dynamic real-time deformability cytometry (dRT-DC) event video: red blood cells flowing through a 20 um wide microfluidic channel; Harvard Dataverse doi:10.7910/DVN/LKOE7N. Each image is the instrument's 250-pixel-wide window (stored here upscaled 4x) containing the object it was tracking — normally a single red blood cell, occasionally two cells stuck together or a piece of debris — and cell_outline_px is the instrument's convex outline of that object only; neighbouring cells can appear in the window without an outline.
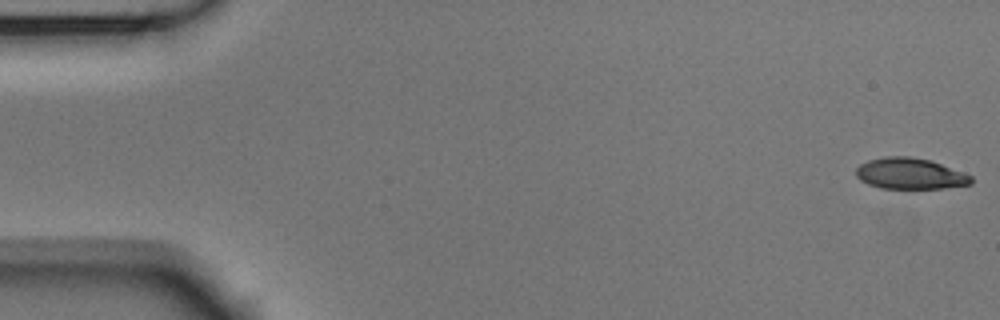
{"species": "Egyptian fruit bat (a non-hibernating species)", "species_latin": "Rousettus aegyptiacus", "temperature_condition": "room temperature", "stored_images_in_passage": 5, "camera_frame_rate_fps": 3000, "um_per_image_px": 0.085, "animal": {"sex": "male"}, "frame": {"image": 1, "passage_image": 1, "time_ms": 0.0, "image_size_px": [1000, 320], "cell_outline_px": [[972, 184], [944, 188], [880, 188], [868, 184], [860, 180], [856, 176], [856, 168], [860, 164], [868, 160], [884, 156], [912, 156], [928, 160], [940, 164], [972, 176]], "centroid_in_image_um": [77.31, 14.75], "position_along_channel_um": 7.7, "area_um2": 20.75}}
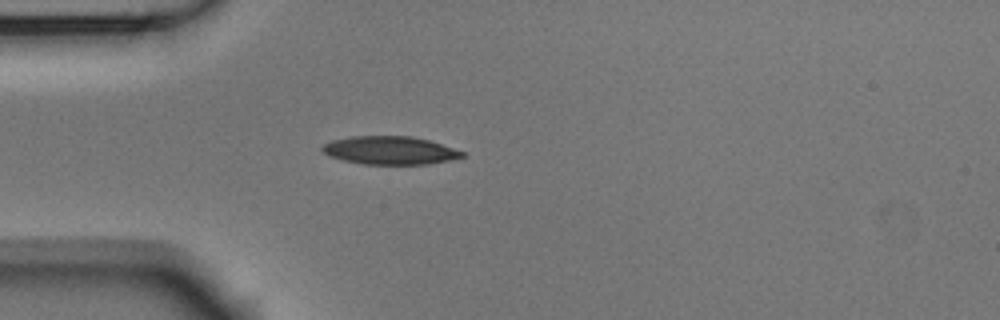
{"frame": {"image": 2, "passage_image": 5, "time_ms": 1.333, "image_size_px": [1000, 320], "cell_outline_px": [[464, 156], [448, 160], [428, 164], [364, 164], [344, 160], [328, 156], [320, 148], [324, 144], [332, 140], [352, 136], [412, 136], [428, 140], [464, 152]], "centroid_in_image_um": [33.1, 12.78], "position_along_channel_um": 51.9, "area_um2": 22.72}}